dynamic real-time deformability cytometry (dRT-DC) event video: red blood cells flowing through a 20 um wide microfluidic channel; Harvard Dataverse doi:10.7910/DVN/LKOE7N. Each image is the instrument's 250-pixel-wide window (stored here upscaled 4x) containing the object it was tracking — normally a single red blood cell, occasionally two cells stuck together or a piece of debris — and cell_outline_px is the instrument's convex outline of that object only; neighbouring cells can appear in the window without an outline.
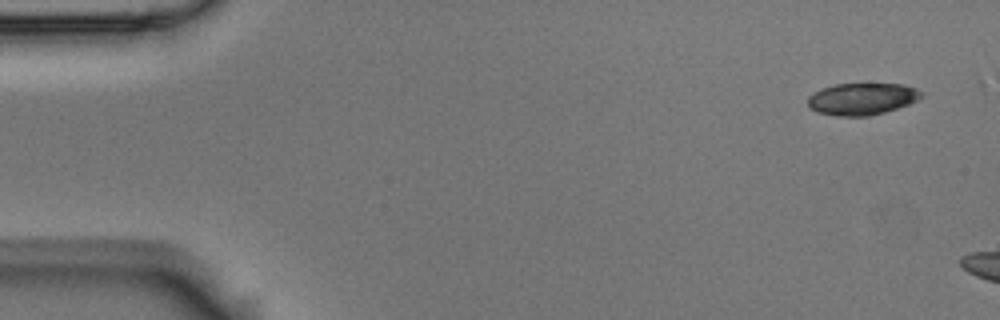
{"species": "Egyptian fruit bat (a non-hibernating species)", "species_latin": "Rousettus aegyptiacus", "temperature_condition": "room temperature", "stored_images_in_passage": 3, "camera_frame_rate_fps": 3000, "um_per_image_px": 0.085, "animal": {"sex": "male"}, "frame": {"image": 1, "passage_image": 1, "time_ms": 0.0, "image_size_px": [1000, 320], "cell_outline_px": [[924, 96], [908, 104], [884, 112], [868, 116], [836, 116], [816, 112], [808, 108], [808, 96], [812, 92], [836, 84], [904, 84], [916, 88], [924, 92]], "centroid_in_image_um": [73.26, 8.41], "position_along_channel_um": 11.7, "area_um2": 21.21}}